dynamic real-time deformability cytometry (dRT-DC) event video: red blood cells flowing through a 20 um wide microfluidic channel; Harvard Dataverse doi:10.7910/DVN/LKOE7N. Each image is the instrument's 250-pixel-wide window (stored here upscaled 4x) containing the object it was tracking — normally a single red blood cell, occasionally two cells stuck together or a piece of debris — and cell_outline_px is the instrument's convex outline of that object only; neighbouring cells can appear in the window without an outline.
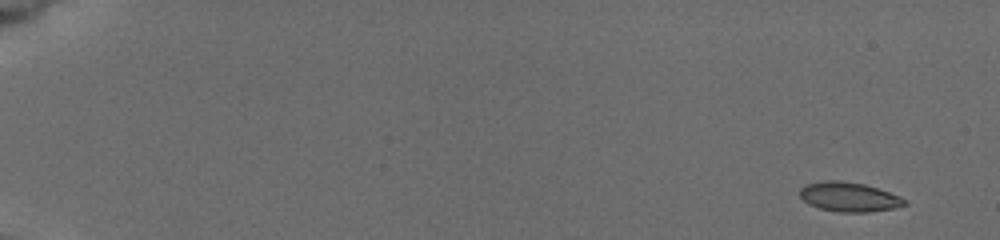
{"species": "common noctule bat (a hibernating species)", "species_latin": "Nyctalus noctula", "temperature_condition": "cold", "stored_images_in_passage": 42, "camera_frame_rate_fps": 3000, "um_per_image_px": 0.085, "animal": {"sex": "female", "body_mass_g": 19.5, "forearm_length_mm": 54.1}, "frame": {"image": 1, "passage_image": 1, "time_ms": 0.0, "image_size_px": [1000, 240], "cell_outline_px": [[908, 204], [892, 208], [868, 212], [840, 212], [820, 208], [808, 204], [800, 196], [800, 188], [804, 184], [824, 180], [840, 180], [864, 184], [900, 196], [908, 200]], "centroid_in_image_um": [72.15, 16.73], "position_along_channel_um": 12.8, "area_um2": 17.98}}
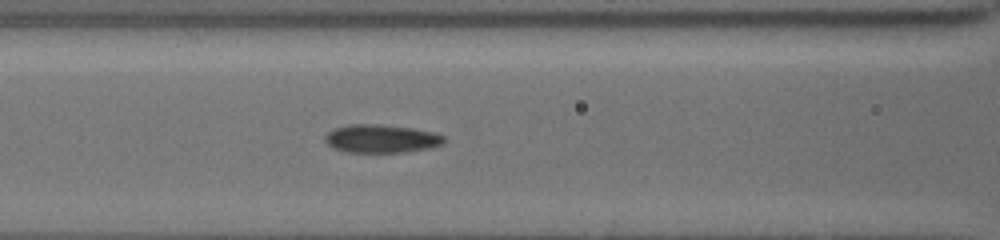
{"frame": {"image": 2, "passage_image": 25, "time_ms": 7.667, "image_size_px": [1000, 240], "cell_outline_px": [[444, 144], [428, 148], [404, 152], [348, 152], [332, 148], [324, 140], [324, 136], [332, 128], [348, 124], [380, 124], [412, 128], [436, 132], [444, 136]], "centroid_in_image_um": [32.39, 11.77], "position_along_channel_um": 134.2, "area_um2": 19.77}}
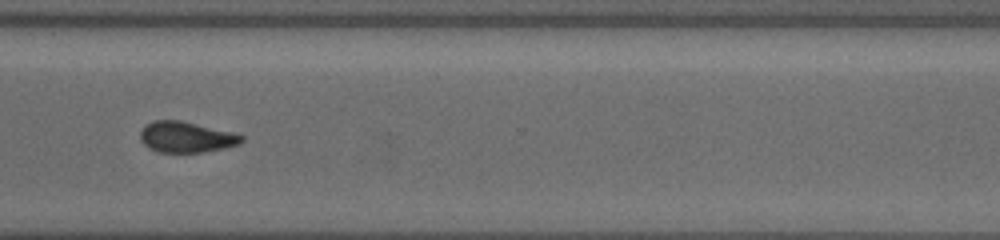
{"frame": {"image": 3, "passage_image": 41, "time_ms": 13.333, "image_size_px": [1000, 240], "cell_outline_px": [[244, 140], [240, 144], [224, 148], [204, 152], [160, 152], [148, 148], [140, 140], [140, 132], [144, 124], [152, 120], [180, 120], [244, 136]], "centroid_in_image_um": [15.77, 11.65], "position_along_channel_um": 354.8, "area_um2": 18.09}}